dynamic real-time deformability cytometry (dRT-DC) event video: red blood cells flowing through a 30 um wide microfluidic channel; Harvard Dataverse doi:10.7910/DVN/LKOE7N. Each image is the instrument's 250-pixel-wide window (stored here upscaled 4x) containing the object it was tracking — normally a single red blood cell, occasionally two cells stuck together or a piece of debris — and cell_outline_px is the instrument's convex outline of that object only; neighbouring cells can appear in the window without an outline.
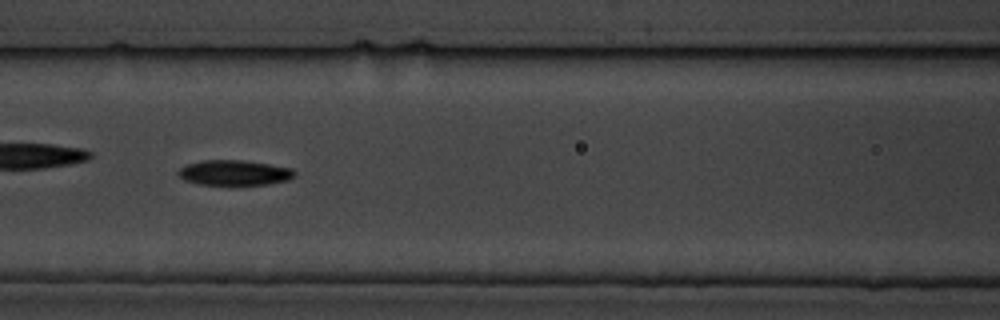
{"species": "common noctule bat (a hibernating species)", "species_latin": "Nyctalus noctula", "temperature_condition": "cold", "stored_images_in_passage": 49, "camera_frame_rate_fps": 3000, "um_per_image_px": 0.085, "animal": {"sex": "male", "body_mass_g": 19.5, "forearm_length_mm": 54.6}, "frame": {"image": 1, "passage_image": 22, "time_ms": 7.0, "image_size_px": [1000, 320], "cell_outline_px": [[296, 176], [288, 180], [268, 184], [196, 184], [184, 180], [176, 172], [180, 168], [188, 164], [204, 160], [240, 160], [268, 164], [292, 168], [296, 172]], "centroid_in_image_um": [19.93, 14.68], "position_along_channel_um": 146.7, "area_um2": 16.94}}